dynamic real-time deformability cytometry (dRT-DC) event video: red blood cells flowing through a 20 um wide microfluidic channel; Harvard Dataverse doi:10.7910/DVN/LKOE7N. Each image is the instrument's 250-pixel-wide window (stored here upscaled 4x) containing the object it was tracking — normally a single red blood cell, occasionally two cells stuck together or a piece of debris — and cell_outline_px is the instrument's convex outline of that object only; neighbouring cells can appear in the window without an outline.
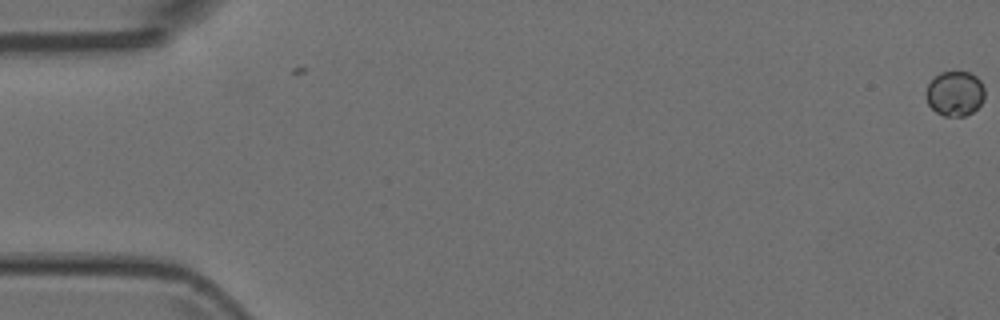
{"species": "Egyptian fruit bat (a non-hibernating species)", "species_latin": "Rousettus aegyptiacus", "temperature_condition": "room temperature", "stored_images_in_passage": 7, "camera_frame_rate_fps": 3000, "um_per_image_px": 0.085, "animal": {"sex": "female"}, "frame": {"image": 1, "passage_image": 1, "time_ms": 0.0, "image_size_px": [1000, 320], "cell_outline_px": [[984, 100], [972, 112], [964, 116], [944, 116], [936, 112], [928, 104], [924, 96], [924, 92], [928, 84], [940, 72], [968, 72], [976, 76], [980, 80], [984, 88]], "centroid_in_image_um": [81.14, 7.95], "position_along_channel_um": 3.9, "area_um2": 15.43}}